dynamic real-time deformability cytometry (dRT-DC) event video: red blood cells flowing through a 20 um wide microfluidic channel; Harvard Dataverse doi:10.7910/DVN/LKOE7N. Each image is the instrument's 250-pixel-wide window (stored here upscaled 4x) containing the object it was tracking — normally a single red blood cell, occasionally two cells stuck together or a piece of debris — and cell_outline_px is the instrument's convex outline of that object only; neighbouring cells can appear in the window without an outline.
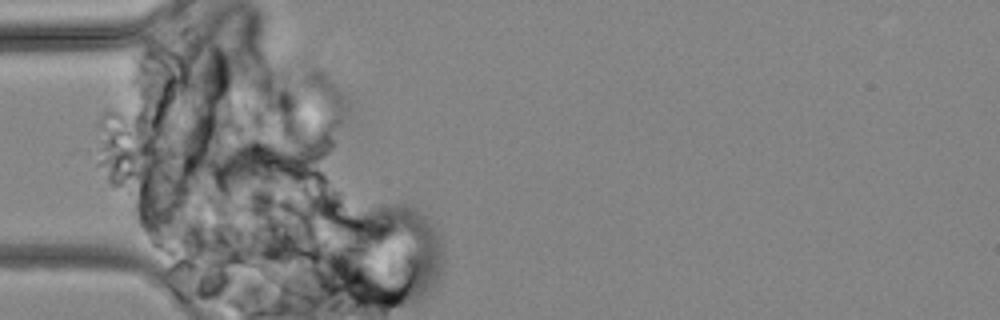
{"species": "common noctule bat (a hibernating species)", "species_latin": "Nyctalus noctula", "temperature_condition": "cold", "stored_images_in_passage": 4, "camera_frame_rate_fps": 3000, "um_per_image_px": 0.085, "animal": {"sex": "male", "body_mass_g": 19.2, "forearm_length_mm": 51.8}, "frame": {"image": 1, "passage_image": 2, "time_ms": 2.0, "image_size_px": [1000, 320], "cell_outline_px": [[288, 148], [284, 160], [240, 184], [220, 192], [204, 192], [192, 184], [184, 172], [184, 160], [196, 148], [252, 136], [276, 136]], "centroid_in_image_um": [19.78, 13.77], "position_along_channel_um": 65.2, "area_um2": 28.38}}